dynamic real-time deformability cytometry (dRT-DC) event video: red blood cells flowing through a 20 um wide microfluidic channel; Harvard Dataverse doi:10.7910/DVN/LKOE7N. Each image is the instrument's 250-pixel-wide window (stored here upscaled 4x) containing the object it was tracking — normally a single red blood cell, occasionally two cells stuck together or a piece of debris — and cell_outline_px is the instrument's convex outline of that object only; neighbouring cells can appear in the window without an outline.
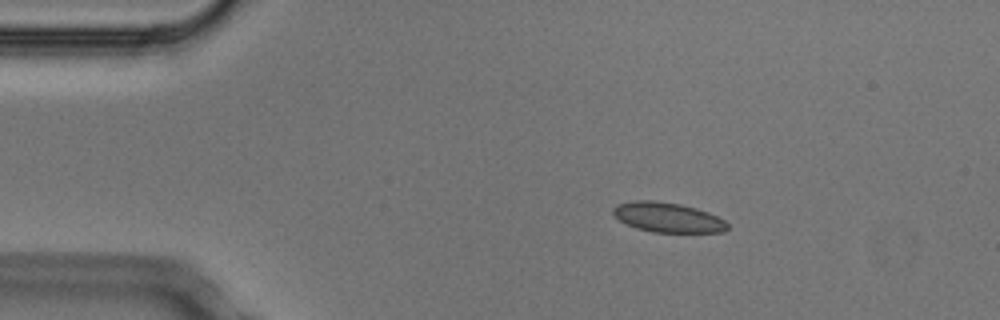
{"species": "Egyptian fruit bat (a non-hibernating species)", "species_latin": "Rousettus aegyptiacus", "temperature_condition": "cold", "stored_images_in_passage": 4, "camera_frame_rate_fps": 3000, "um_per_image_px": 0.085, "animal": {"sex": "male"}, "frame": {"image": 1, "passage_image": 1, "time_ms": 0.0, "image_size_px": [1000, 320], "cell_outline_px": [[728, 228], [724, 232], [652, 232], [636, 228], [620, 220], [612, 212], [612, 208], [616, 204], [632, 200], [652, 200], [680, 204], [696, 208], [708, 212], [724, 220], [728, 224]], "centroid_in_image_um": [56.74, 18.47], "position_along_channel_um": 28.3, "area_um2": 19.83}}
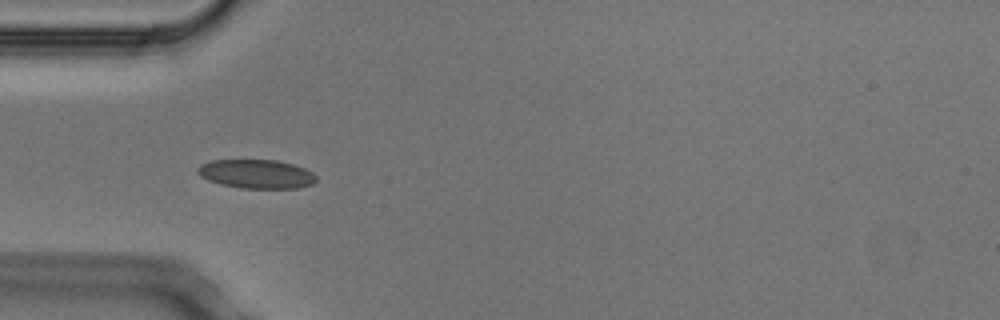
{"frame": {"image": 2, "passage_image": 3, "time_ms": 0.667, "image_size_px": [1000, 320], "cell_outline_px": [[316, 180], [312, 184], [296, 188], [240, 188], [220, 184], [208, 180], [200, 176], [196, 172], [196, 168], [200, 164], [212, 160], [276, 160], [292, 164], [304, 168], [312, 172], [316, 176]], "centroid_in_image_um": [21.75, 14.78], "position_along_channel_um": 63.2, "area_um2": 20.0}}
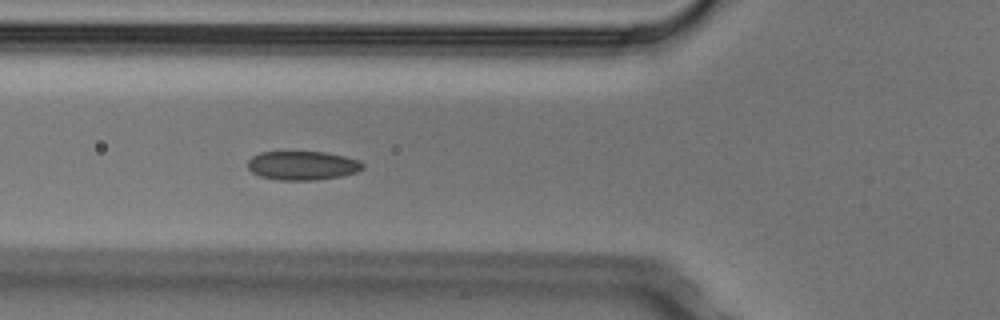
{"frame": {"image": 3, "passage_image": 4, "time_ms": 1.0, "image_size_px": [1000, 320], "cell_outline_px": [[364, 168], [356, 172], [340, 176], [316, 180], [280, 180], [260, 176], [252, 172], [248, 168], [248, 160], [252, 156], [260, 152], [324, 152], [344, 156], [360, 160], [364, 164]], "centroid_in_image_um": [25.72, 14.07], "position_along_channel_um": 100.1, "area_um2": 19.36}}